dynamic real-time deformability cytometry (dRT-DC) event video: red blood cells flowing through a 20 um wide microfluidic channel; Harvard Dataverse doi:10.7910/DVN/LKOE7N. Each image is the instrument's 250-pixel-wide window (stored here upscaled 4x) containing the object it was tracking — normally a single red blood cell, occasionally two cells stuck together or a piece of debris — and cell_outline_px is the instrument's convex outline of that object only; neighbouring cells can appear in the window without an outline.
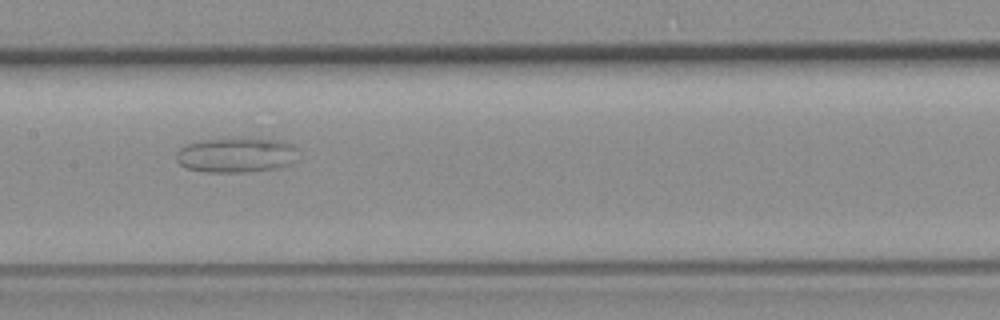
{"species": "common noctule bat (a hibernating species)", "species_latin": "Nyctalus noctula", "temperature_condition": "room temperature", "stored_images_in_passage": 6, "camera_frame_rate_fps": 3000, "um_per_image_px": 0.085, "animal": {"sex": "female", "body_mass_g": 19.3, "forearm_length_mm": 54.1}, "frame": {"image": 1, "passage_image": 5, "time_ms": 5.0, "image_size_px": [1000, 320], "cell_outline_px": [[296, 160], [292, 164], [276, 168], [248, 172], [204, 172], [188, 168], [180, 164], [176, 160], [176, 152], [184, 144], [200, 140], [240, 136], [276, 140], [292, 144]], "centroid_in_image_um": [20.03, 13.15], "position_along_channel_um": 187.4, "area_um2": 25.32}}